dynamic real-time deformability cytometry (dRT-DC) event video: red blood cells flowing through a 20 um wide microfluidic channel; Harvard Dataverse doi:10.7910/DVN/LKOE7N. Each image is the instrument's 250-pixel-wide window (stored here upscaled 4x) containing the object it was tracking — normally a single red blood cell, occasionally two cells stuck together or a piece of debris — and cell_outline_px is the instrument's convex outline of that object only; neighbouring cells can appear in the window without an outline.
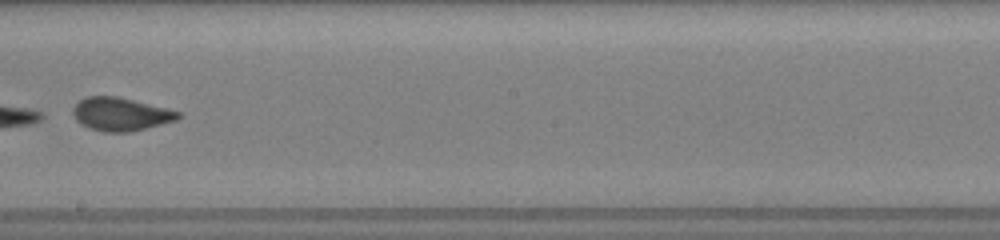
{"species": "common noctule bat (a hibernating species)", "species_latin": "Nyctalus noctula", "temperature_condition": "room temperature", "stored_images_in_passage": 33, "camera_frame_rate_fps": 3000, "um_per_image_px": 0.085, "animal": {"sex": "female", "body_mass_g": 19.5, "forearm_length_mm": 54.1}, "frame": {"image": 1, "passage_image": 19, "time_ms": 9.667, "image_size_px": [1000, 240], "cell_outline_px": [[180, 116], [176, 120], [128, 132], [104, 132], [88, 128], [80, 124], [76, 120], [72, 112], [72, 108], [80, 100], [88, 96], [116, 96], [168, 108], [180, 112]], "centroid_in_image_um": [10.22, 9.7], "position_along_channel_um": 238.0, "area_um2": 20.23}}